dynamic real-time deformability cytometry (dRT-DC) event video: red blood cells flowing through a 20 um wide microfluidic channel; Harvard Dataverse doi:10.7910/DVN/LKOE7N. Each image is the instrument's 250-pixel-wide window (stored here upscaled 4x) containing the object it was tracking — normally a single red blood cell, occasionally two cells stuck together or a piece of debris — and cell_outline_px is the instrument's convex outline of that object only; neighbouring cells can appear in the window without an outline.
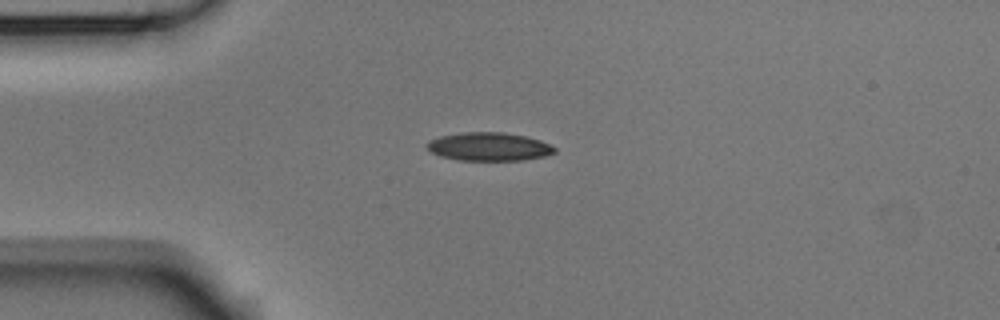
{"species": "Egyptian fruit bat (a non-hibernating species)", "species_latin": "Rousettus aegyptiacus", "temperature_condition": "room temperature", "stored_images_in_passage": 6, "camera_frame_rate_fps": 3000, "um_per_image_px": 0.085, "animal": {"sex": "male"}, "frame": {"image": 1, "passage_image": 1, "time_ms": 0.0, "image_size_px": [1000, 320], "cell_outline_px": [[556, 152], [544, 156], [524, 160], [456, 160], [440, 156], [432, 152], [424, 144], [428, 140], [440, 136], [460, 132], [504, 132], [524, 136], [540, 140], [556, 148]], "centroid_in_image_um": [41.52, 12.46], "position_along_channel_um": 43.5, "area_um2": 21.15}}
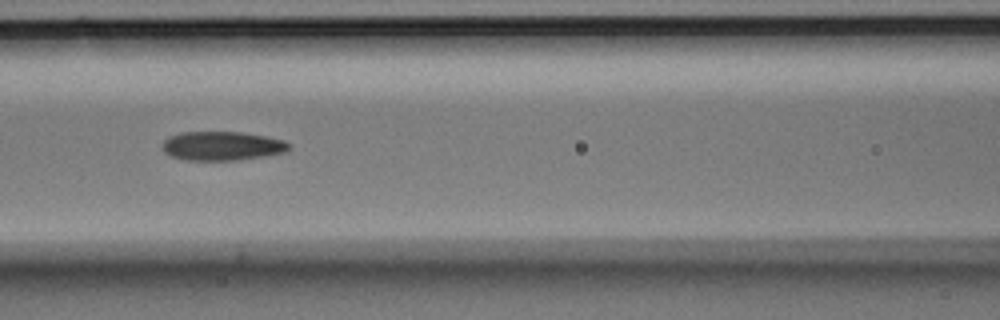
{"frame": {"image": 2, "passage_image": 4, "time_ms": 1.0, "image_size_px": [1000, 320], "cell_outline_px": [[292, 144], [288, 152], [264, 156], [236, 160], [184, 160], [168, 156], [160, 148], [160, 144], [168, 136], [180, 132], [240, 132], [268, 136], [284, 140]], "centroid_in_image_um": [18.85, 12.4], "position_along_channel_um": 147.7, "area_um2": 21.91}}
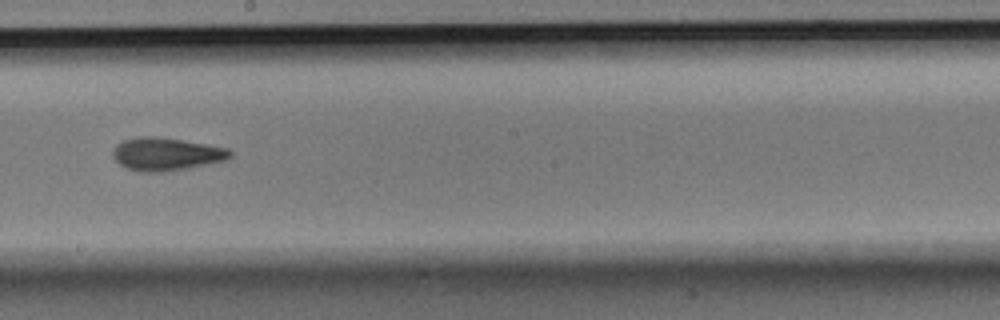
{"frame": {"image": 3, "passage_image": 6, "time_ms": 1.667, "image_size_px": [1000, 320], "cell_outline_px": [[232, 156], [224, 160], [164, 172], [140, 172], [128, 168], [120, 164], [112, 156], [112, 148], [116, 144], [124, 140], [136, 136], [156, 136], [208, 144], [228, 148], [232, 152]], "centroid_in_image_um": [14.08, 13.08], "position_along_channel_um": 234.1, "area_um2": 22.43}}